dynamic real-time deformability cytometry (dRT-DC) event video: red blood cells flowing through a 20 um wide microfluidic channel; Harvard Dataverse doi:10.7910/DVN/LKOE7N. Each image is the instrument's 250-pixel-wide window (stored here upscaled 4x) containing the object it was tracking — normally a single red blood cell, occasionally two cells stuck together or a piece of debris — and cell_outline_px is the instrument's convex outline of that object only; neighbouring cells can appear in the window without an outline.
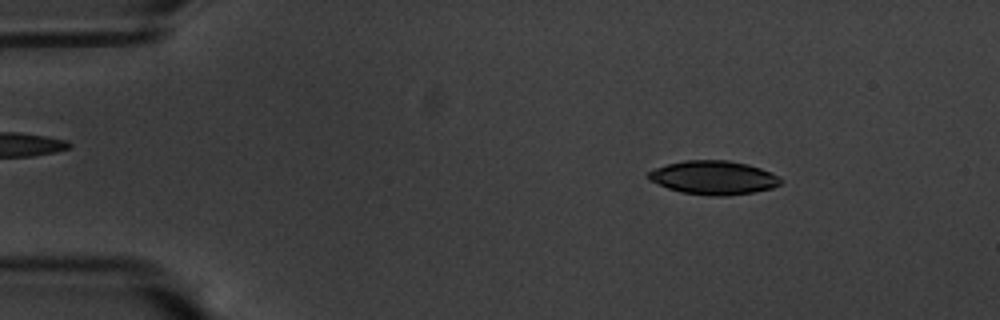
{"species": "common noctule bat (a hibernating species)", "species_latin": "Nyctalus noctula", "temperature_condition": "warm", "stored_images_in_passage": 57, "camera_frame_rate_fps": 3000, "um_per_image_px": 0.085, "animal": {"sex": "male", "body_mass_g": 20.1, "forearm_length_mm": 53.5}, "frame": {"image": 1, "passage_image": 8, "time_ms": 2.333, "image_size_px": [1000, 320], "cell_outline_px": [[784, 180], [780, 184], [772, 188], [752, 192], [724, 196], [712, 196], [680, 192], [668, 188], [648, 180], [648, 172], [656, 168], [668, 164], [688, 160], [728, 160], [748, 164], [760, 168]], "centroid_in_image_um": [60.64, 15.1], "position_along_channel_um": 24.4, "area_um2": 25.78}}
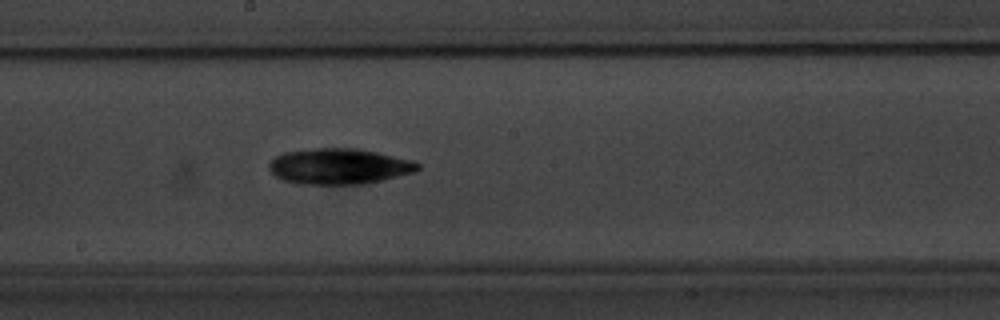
{"frame": {"image": 2, "passage_image": 31, "time_ms": 10.0, "image_size_px": [1000, 320], "cell_outline_px": [[420, 168], [416, 172], [384, 180], [364, 184], [300, 184], [284, 180], [276, 176], [268, 168], [268, 164], [276, 156], [284, 152], [316, 148], [360, 148], [412, 160], [420, 164]], "centroid_in_image_um": [28.86, 14.14], "position_along_channel_um": 219.3, "area_um2": 31.15}}
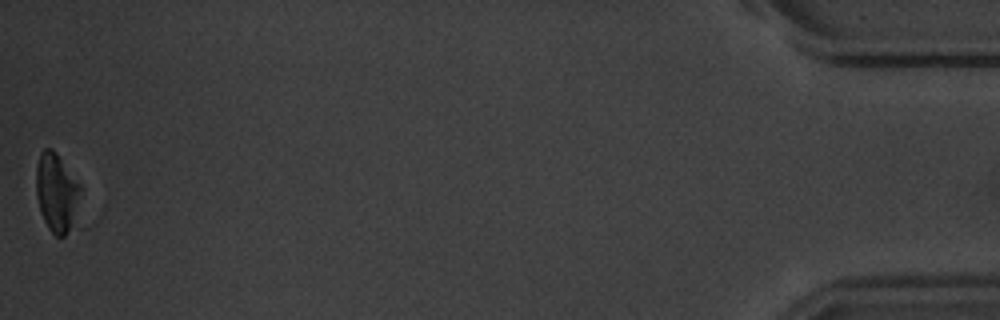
{"frame": {"image": 3, "passage_image": 57, "time_ms": 18.667, "image_size_px": [1000, 320], "cell_outline_px": [[96, 224], [88, 228], [64, 236], [56, 236], [48, 228], [40, 212], [36, 196], [36, 164], [40, 152], [44, 148], [52, 148], [56, 152], [80, 188]], "centroid_in_image_um": [5.12, 16.7], "position_along_channel_um": 430.1, "area_um2": 23.87}, "authors_computed_cell_mechanics": {"area_um2": 27.0504, "velocity_mm_per_s": 3.4912, "shape_relaxation_time_tau1_ms": 3.0279, "shape_relaxation_time_tau2_ms": null, "deformation_change_tau1": 0.0659, "deformation_change_tau2": null}}